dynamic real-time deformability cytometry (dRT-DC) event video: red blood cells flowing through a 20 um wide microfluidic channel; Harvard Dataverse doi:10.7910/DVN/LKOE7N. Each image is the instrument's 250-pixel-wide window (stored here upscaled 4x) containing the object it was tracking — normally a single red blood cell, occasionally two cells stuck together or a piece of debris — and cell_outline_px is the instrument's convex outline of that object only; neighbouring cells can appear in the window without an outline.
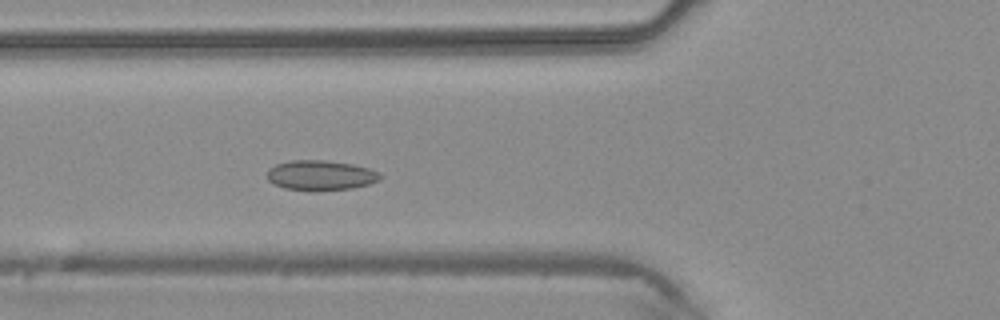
{"species": "common noctule bat (a hibernating species)", "species_latin": "Nyctalus noctula", "temperature_condition": "warm", "stored_images_in_passage": 41, "camera_frame_rate_fps": 3000, "um_per_image_px": 0.085, "animal": {"sex": "male", "body_mass_g": 20.4}, "frame": {"image": 1, "passage_image": 14, "time_ms": 4.333, "image_size_px": [1000, 320], "cell_outline_px": [[380, 180], [368, 184], [352, 188], [284, 188], [272, 184], [264, 176], [268, 168], [276, 164], [288, 160], [324, 160], [352, 164], [368, 168], [380, 172]], "centroid_in_image_um": [27.19, 14.85], "position_along_channel_um": 98.6, "area_um2": 19.25}}
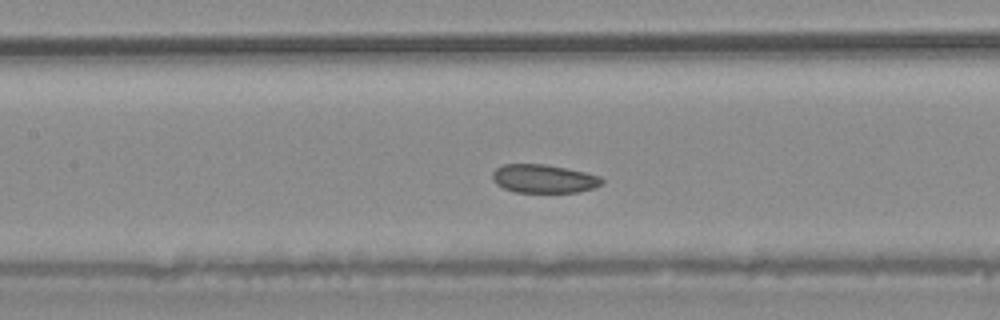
{"frame": {"image": 2, "passage_image": 18, "time_ms": 5.667, "image_size_px": [1000, 320], "cell_outline_px": [[604, 184], [592, 188], [576, 192], [516, 192], [504, 188], [496, 184], [492, 180], [492, 172], [496, 168], [504, 164], [544, 164], [584, 172], [600, 176], [604, 180]], "centroid_in_image_um": [46.2, 15.19], "position_along_channel_um": 161.2, "area_um2": 18.09}}
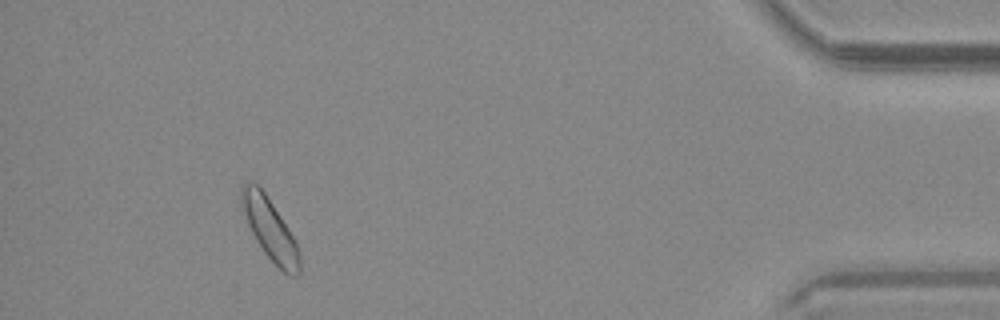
{"frame": {"image": 3, "passage_image": 38, "time_ms": 12.333, "image_size_px": [1000, 320], "cell_outline_px": [[300, 272], [296, 276], [288, 276], [264, 252], [256, 240], [248, 224], [240, 204], [240, 188], [244, 184], [256, 184], [264, 192], [288, 228], [300, 252]], "centroid_in_image_um": [22.94, 19.5], "position_along_channel_um": 412.3, "area_um2": 20.23}}